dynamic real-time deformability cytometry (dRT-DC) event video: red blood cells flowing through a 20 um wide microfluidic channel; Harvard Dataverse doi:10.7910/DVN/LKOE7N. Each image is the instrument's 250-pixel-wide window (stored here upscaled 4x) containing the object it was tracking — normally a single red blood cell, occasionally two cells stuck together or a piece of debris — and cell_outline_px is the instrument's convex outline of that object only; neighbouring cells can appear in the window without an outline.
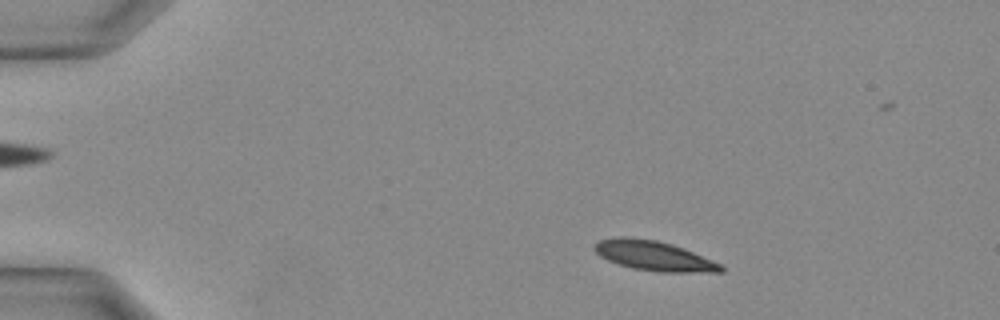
{"species": "Egyptian fruit bat (a non-hibernating species)", "species_latin": "Rousettus aegyptiacus", "temperature_condition": "warm", "stored_images_in_passage": 33, "camera_frame_rate_fps": 3000, "um_per_image_px": 0.085, "animal": {"sex": "female"}, "frame": {"image": 1, "passage_image": 5, "time_ms": 1.333, "image_size_px": [1000, 320], "cell_outline_px": [[724, 272], [660, 272], [636, 268], [620, 264], [608, 260], [600, 256], [596, 252], [596, 244], [600, 240], [620, 236], [624, 236], [656, 240], [672, 244], [684, 248], [712, 260], [720, 264], [724, 268]], "centroid_in_image_um": [55.62, 21.74], "position_along_channel_um": 29.4, "area_um2": 21.56}}
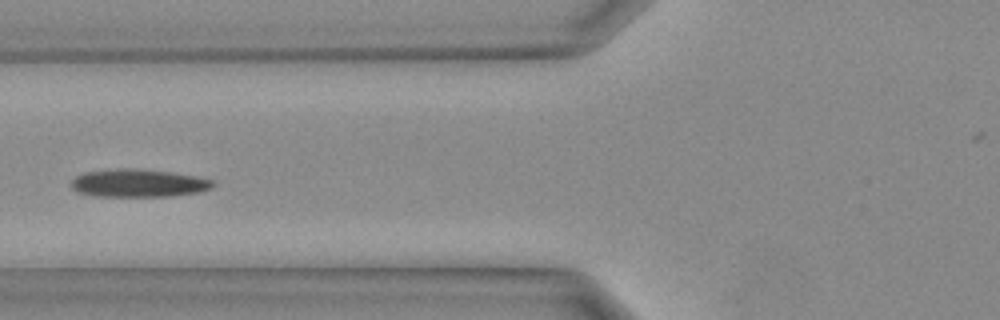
{"frame": {"image": 2, "passage_image": 13, "time_ms": 4.0, "image_size_px": [1000, 320], "cell_outline_px": [[216, 184], [212, 188], [196, 192], [168, 196], [100, 196], [80, 192], [72, 188], [72, 180], [76, 176], [84, 172], [116, 168], [136, 168], [172, 172], [196, 176], [212, 180]], "centroid_in_image_um": [11.78, 15.55], "position_along_channel_um": 114.0, "area_um2": 22.89}}
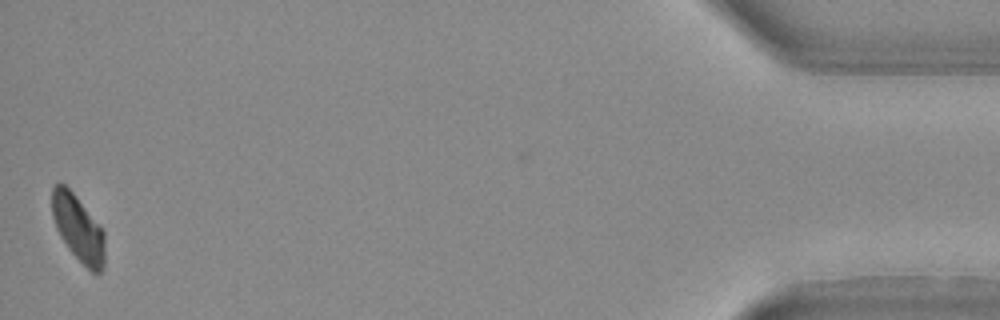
{"frame": {"image": 3, "passage_image": 33, "time_ms": 10.667, "image_size_px": [1000, 320], "cell_outline_px": [[104, 264], [100, 272], [92, 272], [68, 248], [60, 236], [56, 228], [52, 216], [52, 188], [56, 184], [64, 184], [76, 196], [104, 232]], "centroid_in_image_um": [6.62, 19.4], "position_along_channel_um": 428.6, "area_um2": 19.88}}